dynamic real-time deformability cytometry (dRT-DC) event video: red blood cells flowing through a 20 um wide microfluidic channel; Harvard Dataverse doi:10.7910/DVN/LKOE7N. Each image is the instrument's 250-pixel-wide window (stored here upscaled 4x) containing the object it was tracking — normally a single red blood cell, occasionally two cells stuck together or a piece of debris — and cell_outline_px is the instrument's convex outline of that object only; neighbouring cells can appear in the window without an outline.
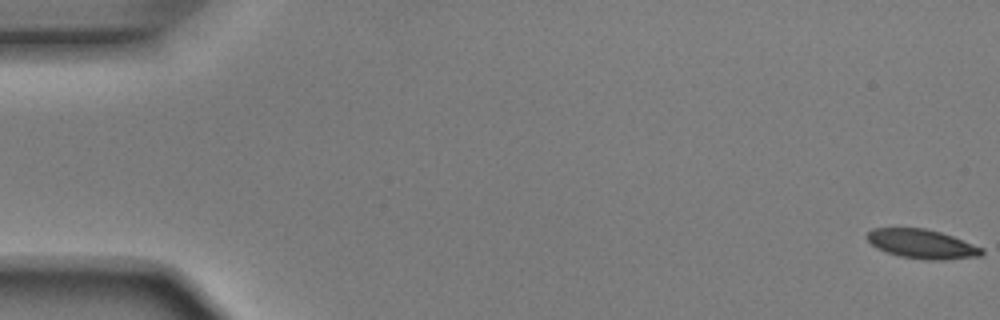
{"species": "Egyptian fruit bat (a non-hibernating species)", "species_latin": "Rousettus aegyptiacus", "temperature_condition": "room temperature", "stored_images_in_passage": 5, "camera_frame_rate_fps": 3000, "um_per_image_px": 0.085, "animal": {"sex": "male"}, "frame": {"image": 1, "passage_image": 1, "time_ms": 0.0, "image_size_px": [1000, 320], "cell_outline_px": [[984, 252], [980, 256], [944, 260], [924, 260], [900, 256], [876, 248], [868, 240], [868, 232], [872, 228], [924, 228], [940, 232], [952, 236], [984, 248]], "centroid_in_image_um": [78.39, 20.74], "position_along_channel_um": 6.6, "area_um2": 19.42}}
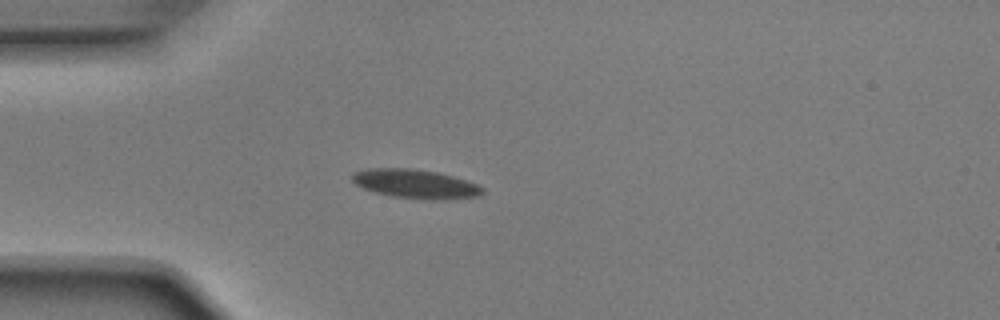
{"frame": {"image": 2, "passage_image": 5, "time_ms": 1.333, "image_size_px": [1000, 320], "cell_outline_px": [[484, 192], [480, 196], [444, 200], [424, 200], [392, 196], [376, 192], [364, 188], [356, 184], [352, 180], [352, 172], [368, 168], [412, 168], [436, 172], [452, 176], [476, 184], [484, 188]], "centroid_in_image_um": [35.32, 15.64], "position_along_channel_um": 49.7, "area_um2": 22.08}}